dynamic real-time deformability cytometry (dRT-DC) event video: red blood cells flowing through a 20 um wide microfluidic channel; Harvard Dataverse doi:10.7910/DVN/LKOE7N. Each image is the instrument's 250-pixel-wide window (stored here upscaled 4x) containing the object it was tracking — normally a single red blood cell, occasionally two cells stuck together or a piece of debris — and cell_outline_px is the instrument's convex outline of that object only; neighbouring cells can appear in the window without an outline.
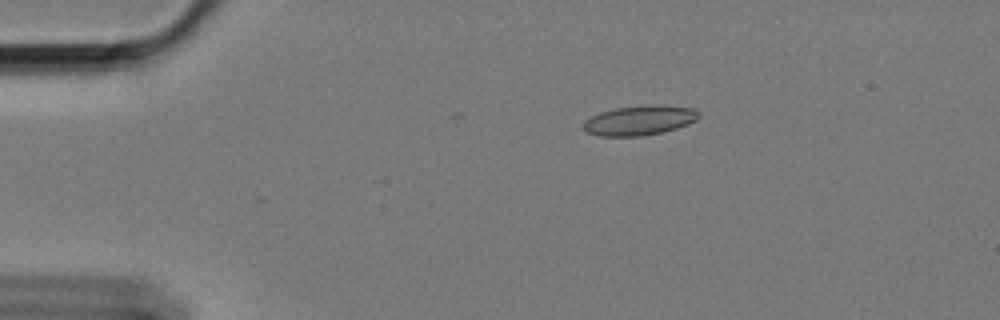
{"species": "Egyptian fruit bat (a non-hibernating species)", "species_latin": "Rousettus aegyptiacus", "temperature_condition": "cold", "stored_images_in_passage": 34, "camera_frame_rate_fps": 3000, "um_per_image_px": 0.085, "animal": {"sex": "female"}, "frame": {"image": 1, "passage_image": 1, "time_ms": 0.0, "image_size_px": [1000, 320], "cell_outline_px": [[700, 116], [696, 120], [688, 124], [676, 128], [660, 132], [640, 136], [596, 136], [588, 132], [584, 128], [584, 120], [600, 112], [616, 108], [644, 104], [656, 104], [692, 108], [700, 112]], "centroid_in_image_um": [54.37, 10.21], "position_along_channel_um": 30.6, "area_um2": 20.0}}
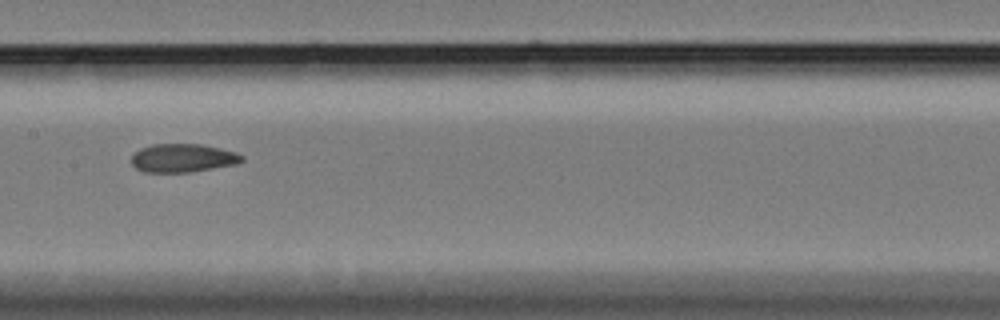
{"frame": {"image": 2, "passage_image": 20, "time_ms": 6.333, "image_size_px": [1000, 320], "cell_outline_px": [[244, 160], [236, 164], [188, 172], [144, 172], [136, 168], [132, 164], [132, 156], [140, 148], [152, 144], [204, 144], [236, 152], [244, 156]], "centroid_in_image_um": [15.55, 13.42], "position_along_channel_um": 191.8, "area_um2": 18.26}}
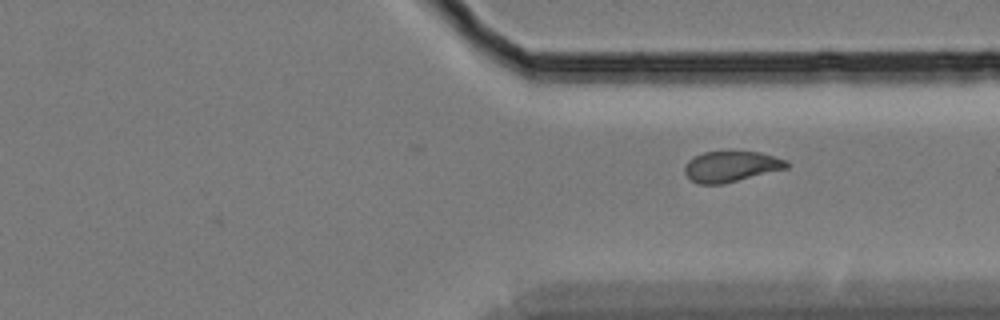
{"frame": {"image": 3, "passage_image": 34, "time_ms": 11.0, "image_size_px": [1000, 320], "cell_outline_px": [[788, 168], [724, 184], [696, 184], [684, 172], [684, 168], [688, 160], [704, 152], [760, 152], [788, 160]], "centroid_in_image_um": [62.16, 14.16], "position_along_channel_um": 349.2, "area_um2": 18.21}}